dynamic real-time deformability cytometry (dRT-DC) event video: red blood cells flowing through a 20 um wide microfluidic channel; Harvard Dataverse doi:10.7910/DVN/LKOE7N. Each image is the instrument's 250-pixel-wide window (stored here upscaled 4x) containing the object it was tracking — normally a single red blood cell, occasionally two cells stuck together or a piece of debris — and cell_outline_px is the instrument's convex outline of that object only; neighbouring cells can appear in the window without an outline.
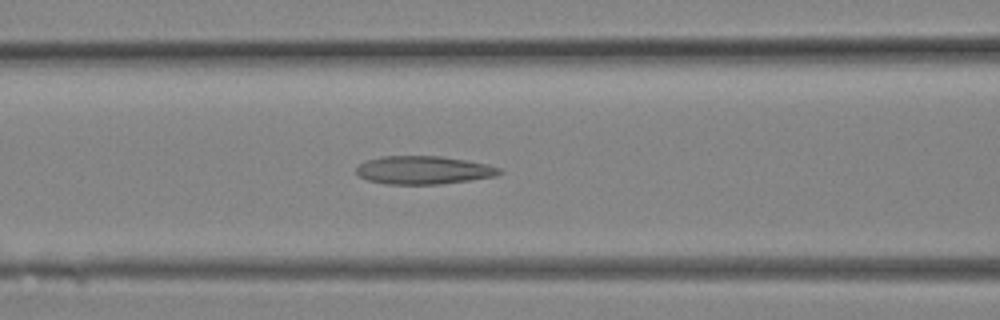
{"species": "Egyptian fruit bat (a non-hibernating species)", "species_latin": "Rousettus aegyptiacus", "temperature_condition": "room temperature", "stored_images_in_passage": 12, "camera_frame_rate_fps": 3000, "um_per_image_px": 0.085, "animal": {"sex": "female"}, "frame": {"image": 1, "passage_image": 4, "time_ms": 1.0, "image_size_px": [1000, 320], "cell_outline_px": [[504, 172], [496, 176], [440, 184], [388, 184], [368, 180], [360, 176], [356, 172], [356, 168], [364, 160], [380, 156], [444, 156], [468, 160], [488, 164], [500, 168]], "centroid_in_image_um": [36.02, 14.44], "position_along_channel_um": 130.6, "area_um2": 23.64}}
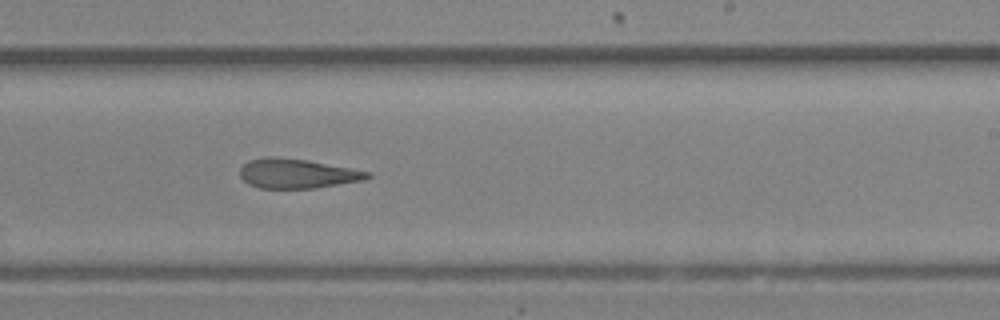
{"frame": {"image": 2, "passage_image": 9, "time_ms": 2.667, "image_size_px": [1000, 320], "cell_outline_px": [[372, 176], [364, 180], [316, 188], [260, 188], [248, 184], [240, 176], [240, 168], [248, 160], [264, 156], [272, 156], [308, 160], [372, 172]], "centroid_in_image_um": [25.25, 14.74], "position_along_channel_um": 263.7, "area_um2": 22.08}}
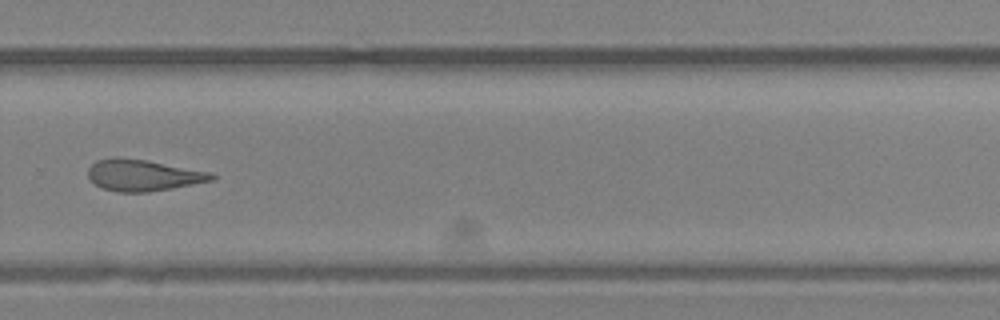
{"frame": {"image": 3, "passage_image": 11, "time_ms": 3.333, "image_size_px": [1000, 320], "cell_outline_px": [[216, 176], [212, 180], [172, 188], [148, 192], [116, 192], [104, 188], [96, 184], [88, 176], [88, 168], [96, 160], [112, 156], [120, 156], [148, 160], [212, 172]], "centroid_in_image_um": [12.14, 14.87], "position_along_channel_um": 317.7, "area_um2": 22.77}}